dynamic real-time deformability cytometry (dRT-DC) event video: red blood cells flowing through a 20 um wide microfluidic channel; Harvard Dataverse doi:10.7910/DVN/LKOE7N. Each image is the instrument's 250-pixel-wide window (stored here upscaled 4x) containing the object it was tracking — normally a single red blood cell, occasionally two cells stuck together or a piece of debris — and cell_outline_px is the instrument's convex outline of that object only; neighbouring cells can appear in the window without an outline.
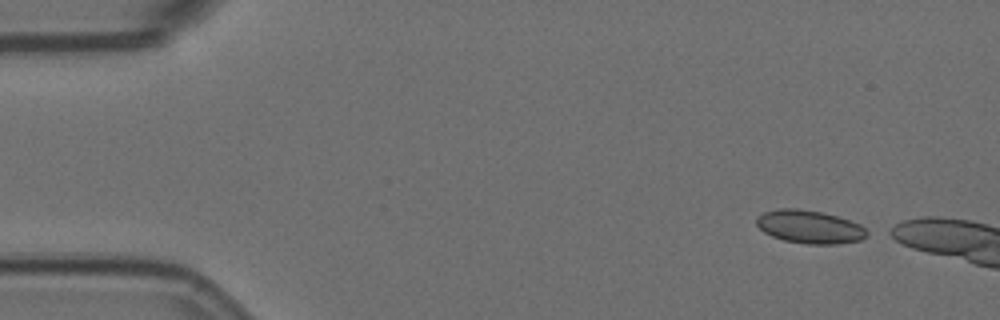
{"species": "Egyptian fruit bat (a non-hibernating species)", "species_latin": "Rousettus aegyptiacus", "temperature_condition": "room temperature", "stored_images_in_passage": 45, "camera_frame_rate_fps": 3000, "um_per_image_px": 0.085, "animal": {"sex": "female"}, "frame": {"image": 1, "passage_image": 1, "time_ms": 0.0, "image_size_px": [1000, 320], "cell_outline_px": [[872, 232], [860, 240], [836, 244], [808, 244], [784, 240], [772, 236], [764, 232], [756, 224], [756, 216], [764, 212], [776, 208], [796, 208], [820, 212], [836, 216], [860, 224]], "centroid_in_image_um": [68.82, 19.28], "position_along_channel_um": 16.2, "area_um2": 21.39}}
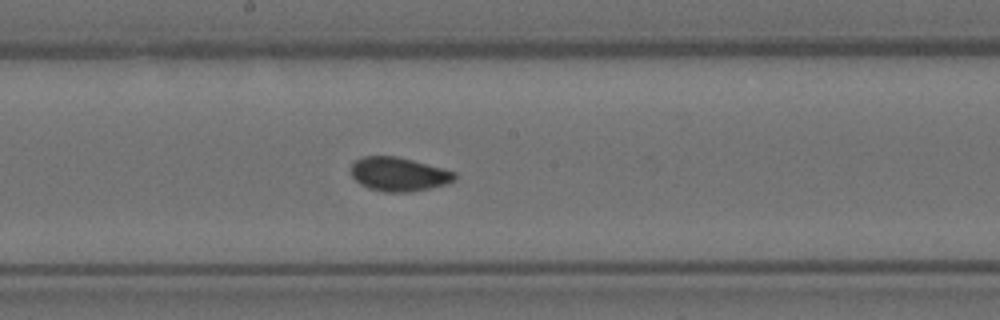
{"frame": {"image": 2, "passage_image": 26, "time_ms": 8.333, "image_size_px": [1000, 320], "cell_outline_px": [[456, 180], [448, 184], [412, 192], [384, 192], [368, 188], [360, 184], [352, 176], [352, 164], [356, 160], [364, 156], [396, 156], [412, 160], [456, 172]], "centroid_in_image_um": [33.91, 14.82], "position_along_channel_um": 214.3, "area_um2": 20.46}}
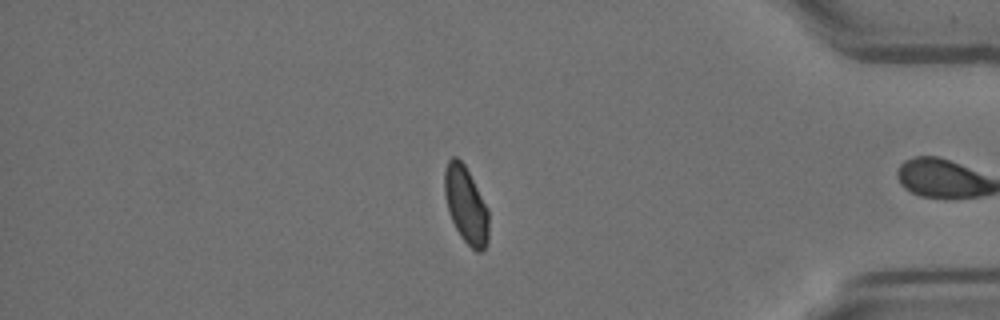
{"frame": {"image": 3, "passage_image": 44, "time_ms": 14.333, "image_size_px": [1000, 320], "cell_outline_px": [[488, 240], [484, 248], [480, 252], [476, 252], [460, 236], [448, 212], [444, 196], [444, 168], [448, 160], [452, 156], [456, 156], [464, 164], [488, 208]], "centroid_in_image_um": [39.58, 17.41], "position_along_channel_um": 395.6, "area_um2": 19.77}, "authors_computed_cell_mechanics": {"area_um2": 20.5768, "velocity_mm_per_s": 3.5693, "shape_relaxation_time_tau1_ms": 8.4938, "shape_relaxation_time_tau2_ms": 0.733, "deformation_change_tau1": 0.1629, "deformation_change_tau2": 0.0411}}